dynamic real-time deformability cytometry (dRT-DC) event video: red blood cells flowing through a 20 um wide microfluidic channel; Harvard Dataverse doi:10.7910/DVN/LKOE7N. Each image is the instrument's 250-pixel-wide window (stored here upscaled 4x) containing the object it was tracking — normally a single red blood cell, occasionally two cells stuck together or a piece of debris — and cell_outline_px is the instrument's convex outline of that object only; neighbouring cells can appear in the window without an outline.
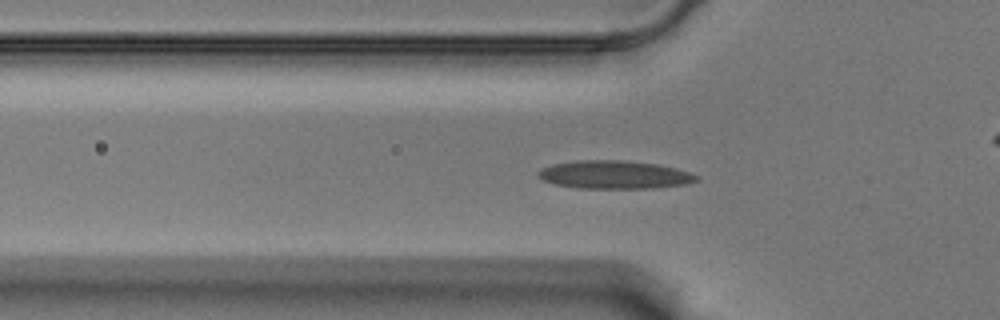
{"species": "Egyptian fruit bat (a non-hibernating species)", "species_latin": "Rousettus aegyptiacus", "temperature_condition": "warm", "stored_images_in_passage": 52, "camera_frame_rate_fps": 3000, "um_per_image_px": 0.085, "animal": {"sex": "male"}, "frame": {"image": 1, "passage_image": 19, "time_ms": 6.0, "image_size_px": [1000, 320], "cell_outline_px": [[700, 180], [688, 184], [656, 188], [580, 188], [556, 184], [544, 180], [536, 176], [536, 172], [552, 164], [580, 160], [620, 160], [660, 164], [676, 168], [700, 176]], "centroid_in_image_um": [52.28, 14.85], "position_along_channel_um": 73.5, "area_um2": 26.07}}
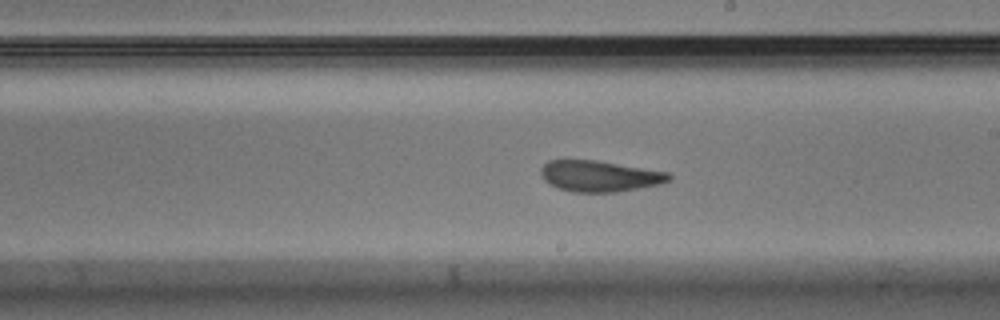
{"frame": {"image": 2, "passage_image": 33, "time_ms": 10.667, "image_size_px": [1000, 320], "cell_outline_px": [[672, 180], [660, 184], [616, 192], [572, 192], [548, 184], [544, 180], [540, 172], [540, 168], [548, 160], [596, 160], [668, 172], [672, 176]], "centroid_in_image_um": [50.96, 14.97], "position_along_channel_um": 238.0, "area_um2": 23.18}}
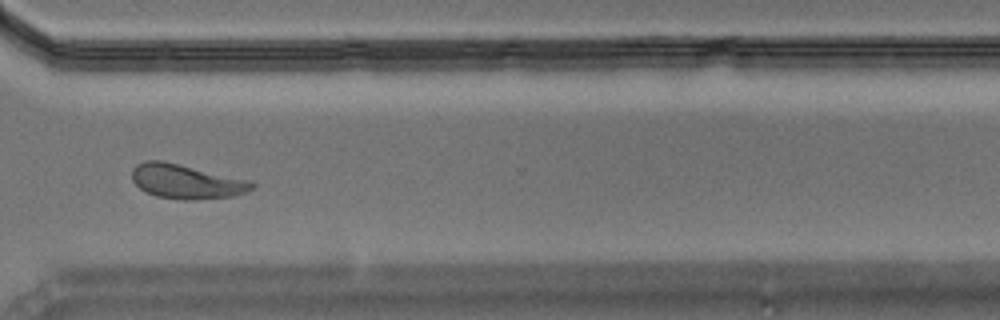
{"frame": {"image": 3, "passage_image": 43, "time_ms": 14.0, "image_size_px": [1000, 320], "cell_outline_px": [[256, 184], [252, 188], [244, 192], [232, 196], [192, 200], [180, 200], [156, 196], [144, 192], [132, 180], [132, 168], [136, 164], [144, 160], [164, 160], [248, 180]], "centroid_in_image_um": [15.76, 15.42], "position_along_channel_um": 354.8, "area_um2": 24.04}, "authors_computed_cell_mechanics": {"area_um2": 23.2067, "velocity_mm_per_s": 3.5051, "shape_relaxation_time_tau1_ms": null, "shape_relaxation_time_tau2_ms": 3.5899, "deformation_change_tau1": null, "deformation_change_tau2": 0.0996}}